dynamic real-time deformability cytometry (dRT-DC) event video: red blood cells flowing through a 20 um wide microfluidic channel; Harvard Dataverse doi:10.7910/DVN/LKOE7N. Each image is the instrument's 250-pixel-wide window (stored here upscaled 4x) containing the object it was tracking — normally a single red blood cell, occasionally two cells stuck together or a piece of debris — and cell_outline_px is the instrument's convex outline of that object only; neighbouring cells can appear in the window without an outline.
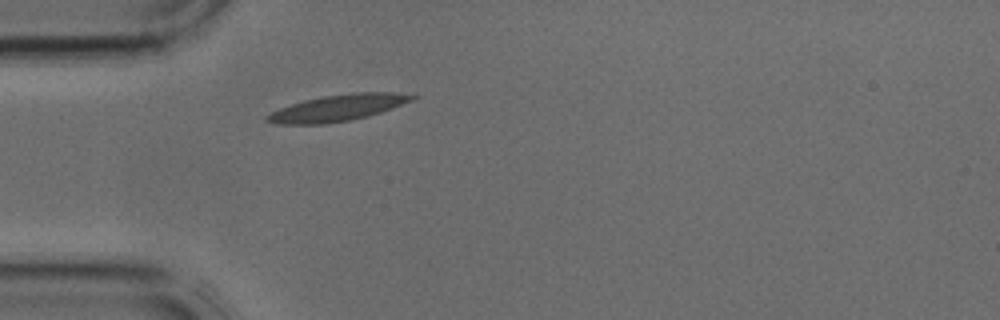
{"species": "common noctule bat (a hibernating species)", "species_latin": "Nyctalus noctula", "temperature_condition": "cold", "stored_images_in_passage": 3, "camera_frame_rate_fps": 3000, "um_per_image_px": 0.085, "animal": {"sex": "male", "body_mass_g": 17.9, "forearm_length_mm": 54.2}, "frame": {"image": 1, "passage_image": 3, "time_ms": 0.667, "image_size_px": [1000, 320], "cell_outline_px": [[420, 96], [412, 100], [392, 108], [368, 116], [348, 120], [324, 124], [276, 124], [264, 120], [264, 116], [280, 108], [304, 100], [324, 96], [356, 92], [392, 92]], "centroid_in_image_um": [28.69, 9.17], "position_along_channel_um": 56.3, "area_um2": 22.08}}